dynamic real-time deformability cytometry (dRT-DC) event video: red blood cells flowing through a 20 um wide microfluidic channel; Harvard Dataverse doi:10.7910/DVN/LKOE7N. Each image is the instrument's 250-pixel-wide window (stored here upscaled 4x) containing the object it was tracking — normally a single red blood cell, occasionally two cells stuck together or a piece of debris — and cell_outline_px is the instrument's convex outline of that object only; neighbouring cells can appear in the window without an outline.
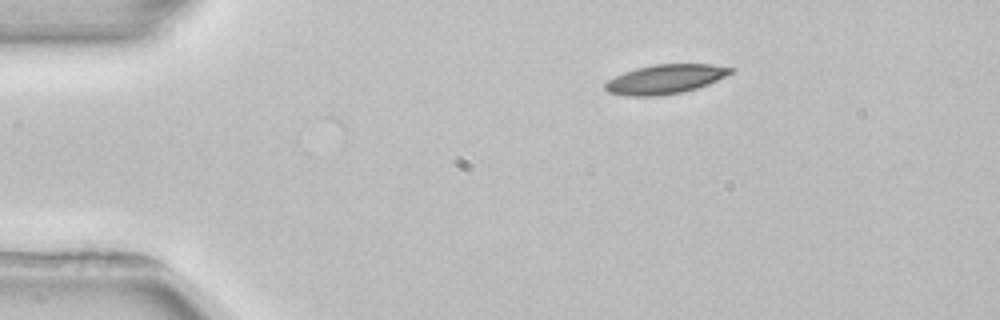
{"species": "common noctule bat (a hibernating species)", "species_latin": "Nyctalus noctula", "temperature_condition": "room temperature", "stored_images_in_passage": 4, "camera_frame_rate_fps": 3000, "um_per_image_px": 0.085, "animal": {"sex": "female", "body_mass_g": 22.7, "forearm_length_mm": 54.2}, "frame": {"image": 1, "passage_image": 4, "time_ms": 4.333, "image_size_px": [1000, 320], "cell_outline_px": [[736, 68], [732, 72], [708, 84], [696, 88], [680, 92], [660, 96], [628, 96], [608, 92], [604, 88], [604, 84], [608, 80], [624, 72], [636, 68], [652, 64], [712, 64]], "centroid_in_image_um": [56.53, 6.72], "position_along_channel_um": 28.5, "area_um2": 21.33}}